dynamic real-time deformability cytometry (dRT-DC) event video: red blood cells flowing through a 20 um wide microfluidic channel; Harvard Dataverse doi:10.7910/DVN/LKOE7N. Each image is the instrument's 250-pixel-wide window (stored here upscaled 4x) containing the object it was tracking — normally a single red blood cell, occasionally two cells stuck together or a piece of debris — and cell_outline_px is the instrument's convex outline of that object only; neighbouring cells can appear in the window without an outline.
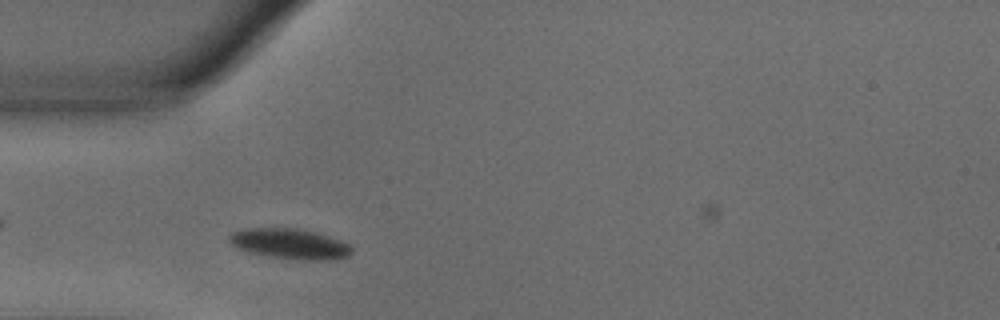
{"species": "common noctule bat (a hibernating species)", "species_latin": "Nyctalus noctula", "temperature_condition": "warm", "stored_images_in_passage": 45, "camera_frame_rate_fps": 3000, "um_per_image_px": 0.085, "animal": {"sex": "male", "body_mass_g": 18.8}, "frame": {"image": 1, "passage_image": 5, "time_ms": 1.333, "image_size_px": [1000, 320], "cell_outline_px": [[352, 252], [348, 256], [336, 260], [292, 260], [268, 256], [248, 252], [232, 244], [228, 240], [228, 236], [232, 232], [244, 228], [296, 228], [316, 232], [340, 240], [348, 244], [352, 248]], "centroid_in_image_um": [24.65, 20.73], "position_along_channel_um": 60.4, "area_um2": 21.85}}
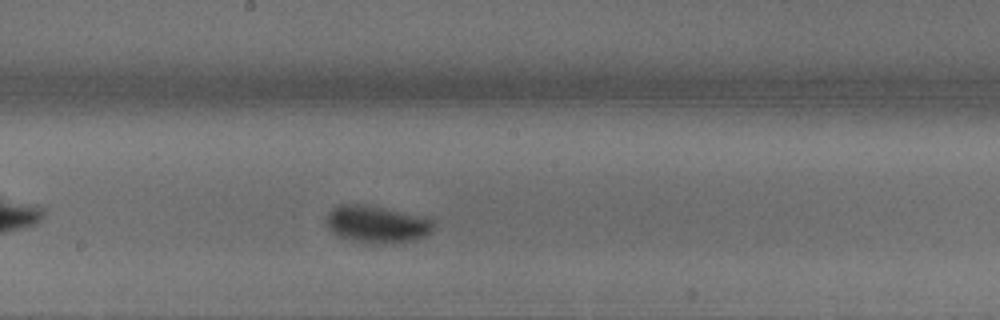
{"frame": {"image": 2, "passage_image": 18, "time_ms": 5.667, "image_size_px": [1000, 320], "cell_outline_px": [[432, 232], [416, 240], [384, 244], [360, 244], [336, 236], [328, 228], [324, 220], [328, 212], [332, 208], [340, 204], [364, 204], [400, 212], [432, 220]], "centroid_in_image_um": [31.91, 19.1], "position_along_channel_um": 216.3, "area_um2": 23.41}}
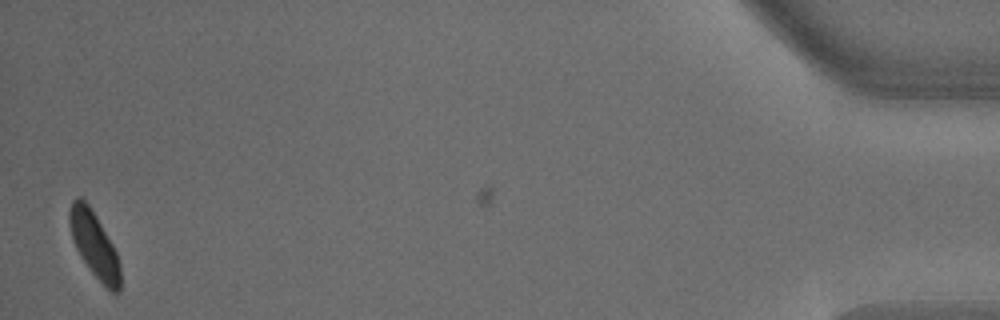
{"frame": {"image": 3, "passage_image": 43, "time_ms": 14.0, "image_size_px": [1000, 320], "cell_outline_px": [[120, 292], [112, 292], [92, 272], [80, 256], [72, 240], [68, 220], [68, 212], [72, 200], [76, 196], [80, 196], [88, 204], [96, 216], [112, 244], [116, 252], [120, 264]], "centroid_in_image_um": [7.98, 20.75], "position_along_channel_um": 427.2, "area_um2": 19.25}, "authors_computed_cell_mechanics": {"area_um2": 21.0392, "velocity_mm_per_s": 3.6323, "shape_relaxation_time_tau1_ms": 3.3324, "shape_relaxation_time_tau2_ms": null, "deformation_change_tau1": 0.1461, "deformation_change_tau2": null}}